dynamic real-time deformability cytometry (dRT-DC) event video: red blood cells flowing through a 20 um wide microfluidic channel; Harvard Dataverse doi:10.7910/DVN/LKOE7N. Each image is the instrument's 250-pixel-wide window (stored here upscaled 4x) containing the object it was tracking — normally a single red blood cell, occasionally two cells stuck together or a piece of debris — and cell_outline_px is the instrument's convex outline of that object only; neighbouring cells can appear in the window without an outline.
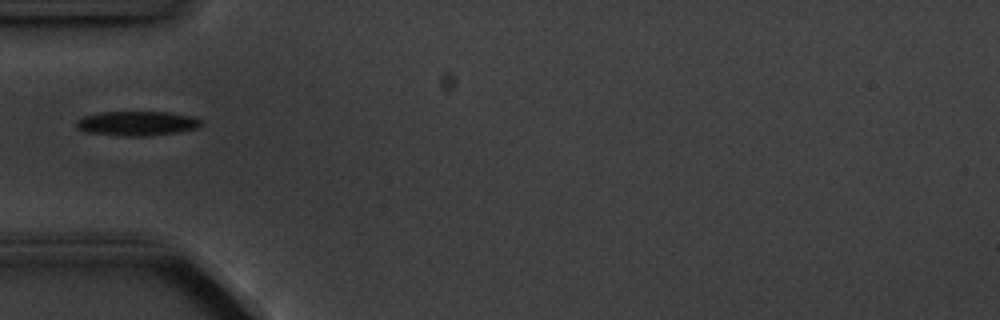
{"species": "common noctule bat (a hibernating species)", "species_latin": "Nyctalus noctula", "temperature_condition": "cold", "stored_images_in_passage": 9, "camera_frame_rate_fps": 3000, "um_per_image_px": 0.085, "animal": {"sex": "male", "body_mass_g": 20.1, "forearm_length_mm": 53.5}, "frame": {"image": 1, "passage_image": 4, "time_ms": 3.333, "image_size_px": [1000, 320], "cell_outline_px": [[200, 124], [196, 128], [176, 132], [148, 136], [116, 136], [88, 132], [76, 128], [76, 120], [84, 116], [100, 112], [172, 112], [192, 116], [200, 120]], "centroid_in_image_um": [11.6, 10.49], "position_along_channel_um": 73.4, "area_um2": 17.8}}